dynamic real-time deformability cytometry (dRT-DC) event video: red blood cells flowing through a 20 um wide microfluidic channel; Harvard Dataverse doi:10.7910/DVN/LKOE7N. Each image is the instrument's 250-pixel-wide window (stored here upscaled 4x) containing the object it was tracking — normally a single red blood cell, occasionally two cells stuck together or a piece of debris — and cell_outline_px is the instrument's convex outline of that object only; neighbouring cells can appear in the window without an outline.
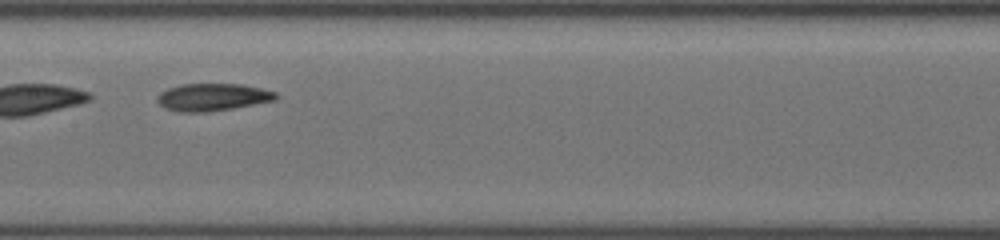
{"species": "common noctule bat (a hibernating species)", "species_latin": "Nyctalus noctula", "temperature_condition": "cold", "stored_images_in_passage": 13, "camera_frame_rate_fps": 3000, "um_per_image_px": 0.085, "animal": {"sex": "female", "body_mass_g": 19.5, "forearm_length_mm": 54.1}, "frame": {"image": 1, "passage_image": 11, "time_ms": 4.667, "image_size_px": [1000, 240], "cell_outline_px": [[280, 96], [276, 100], [232, 108], [204, 112], [180, 112], [164, 108], [156, 100], [156, 96], [160, 92], [168, 88], [180, 84], [244, 84], [276, 92]], "centroid_in_image_um": [18.06, 8.25], "position_along_channel_um": 189.3, "area_um2": 19.02}}